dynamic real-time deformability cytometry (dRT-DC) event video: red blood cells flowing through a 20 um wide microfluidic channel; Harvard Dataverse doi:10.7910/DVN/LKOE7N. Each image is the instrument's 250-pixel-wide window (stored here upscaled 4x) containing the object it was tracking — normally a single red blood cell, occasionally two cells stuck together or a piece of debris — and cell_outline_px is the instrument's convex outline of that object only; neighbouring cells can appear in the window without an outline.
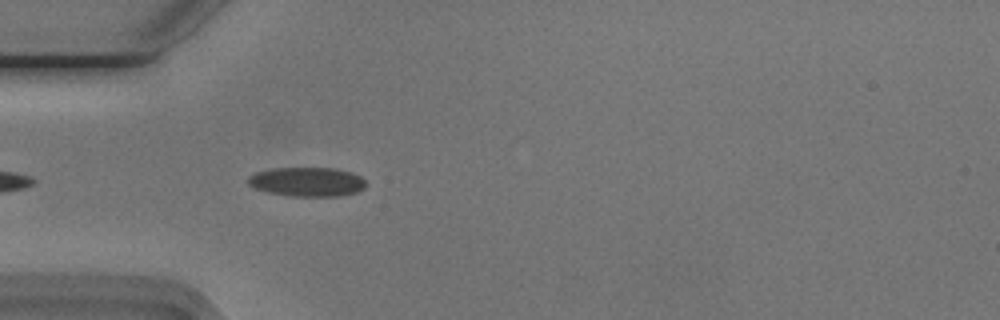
{"species": "Egyptian fruit bat (a non-hibernating species)", "species_latin": "Rousettus aegyptiacus", "temperature_condition": "cold", "stored_images_in_passage": 26, "camera_frame_rate_fps": 3000, "um_per_image_px": 0.085, "animal": {"sex": "male"}, "frame": {"image": 1, "passage_image": 3, "time_ms": 0.667, "image_size_px": [1000, 320], "cell_outline_px": [[364, 188], [356, 192], [340, 196], [288, 196], [268, 192], [252, 188], [244, 180], [248, 176], [256, 172], [272, 168], [336, 168], [352, 172], [360, 176], [364, 180]], "centroid_in_image_um": [26.04, 15.45], "position_along_channel_um": 59.0, "area_um2": 20.29}}
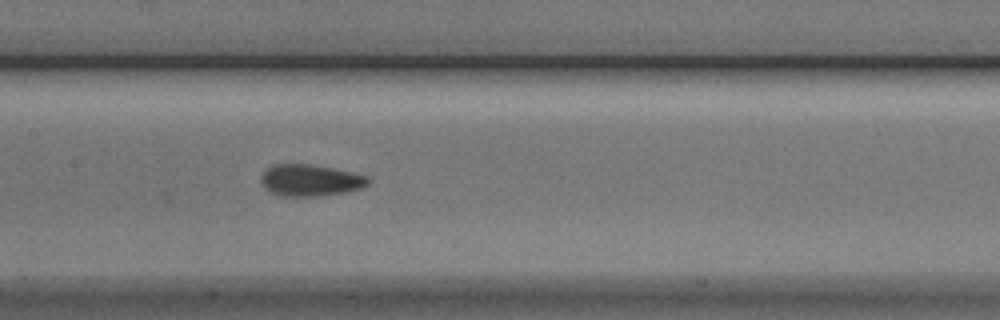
{"frame": {"image": 2, "passage_image": 13, "time_ms": 4.0, "image_size_px": [1000, 320], "cell_outline_px": [[368, 184], [364, 188], [348, 192], [320, 196], [280, 196], [268, 192], [264, 188], [260, 180], [260, 176], [268, 168], [276, 164], [312, 164], [352, 172], [368, 176]], "centroid_in_image_um": [26.37, 15.34], "position_along_channel_um": 181.0, "area_um2": 20.0}}
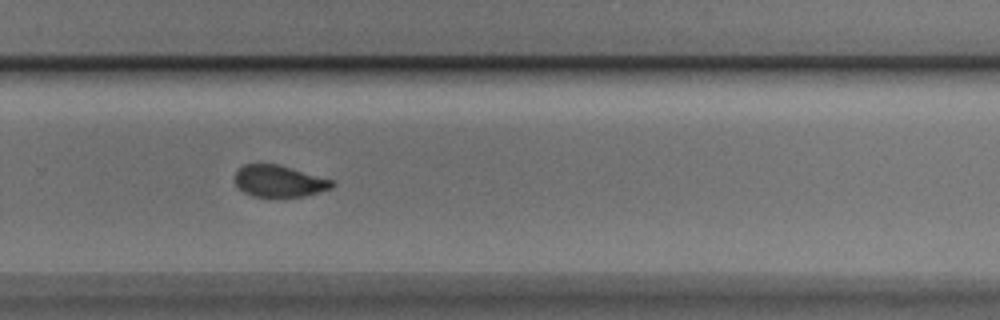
{"frame": {"image": 3, "passage_image": 23, "time_ms": 7.333, "image_size_px": [1000, 320], "cell_outline_px": [[336, 184], [332, 188], [304, 196], [252, 196], [244, 192], [236, 184], [236, 172], [244, 164], [280, 164], [336, 180]], "centroid_in_image_um": [23.8, 15.38], "position_along_channel_um": 306.0, "area_um2": 17.98}}